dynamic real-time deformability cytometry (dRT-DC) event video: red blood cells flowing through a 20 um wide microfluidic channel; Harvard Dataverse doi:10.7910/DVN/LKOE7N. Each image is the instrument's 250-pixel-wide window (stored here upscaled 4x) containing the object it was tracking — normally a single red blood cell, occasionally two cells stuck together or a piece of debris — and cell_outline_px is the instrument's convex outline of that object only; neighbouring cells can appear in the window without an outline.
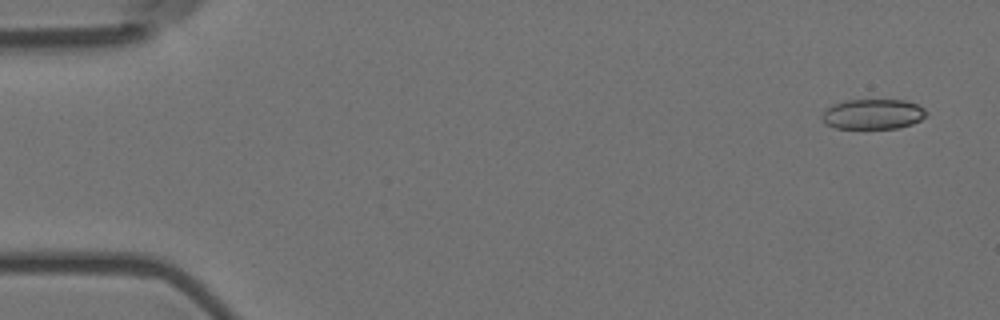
{"species": "Egyptian fruit bat (a non-hibernating species)", "species_latin": "Rousettus aegyptiacus", "temperature_condition": "room temperature", "stored_images_in_passage": 4, "camera_frame_rate_fps": 3000, "um_per_image_px": 0.085, "animal": {"sex": "female"}, "frame": {"image": 1, "passage_image": 1, "time_ms": 0.0, "image_size_px": [1000, 320], "cell_outline_px": [[928, 116], [912, 124], [900, 128], [836, 128], [824, 124], [820, 116], [832, 104], [844, 100], [904, 100], [916, 104], [924, 108], [928, 112]], "centroid_in_image_um": [74.21, 9.7], "position_along_channel_um": 10.8, "area_um2": 18.5}}
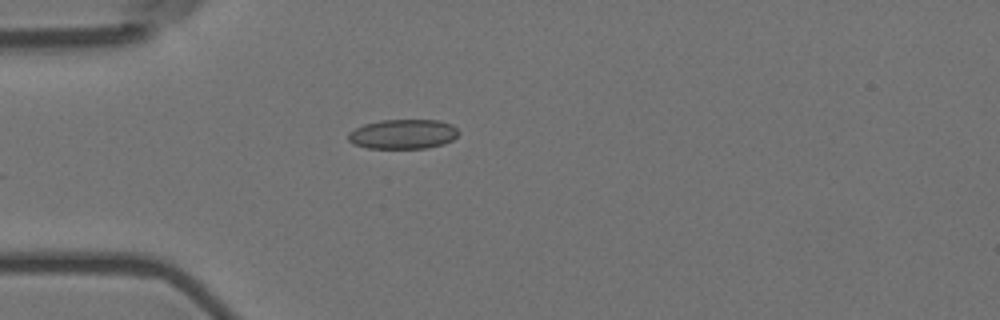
{"frame": {"image": 2, "passage_image": 4, "time_ms": 1.0, "image_size_px": [1000, 320], "cell_outline_px": [[460, 132], [452, 140], [444, 144], [428, 148], [368, 148], [352, 144], [348, 140], [348, 132], [364, 124], [380, 120], [440, 120], [452, 124]], "centroid_in_image_um": [34.26, 11.4], "position_along_channel_um": 50.7, "area_um2": 19.19}}